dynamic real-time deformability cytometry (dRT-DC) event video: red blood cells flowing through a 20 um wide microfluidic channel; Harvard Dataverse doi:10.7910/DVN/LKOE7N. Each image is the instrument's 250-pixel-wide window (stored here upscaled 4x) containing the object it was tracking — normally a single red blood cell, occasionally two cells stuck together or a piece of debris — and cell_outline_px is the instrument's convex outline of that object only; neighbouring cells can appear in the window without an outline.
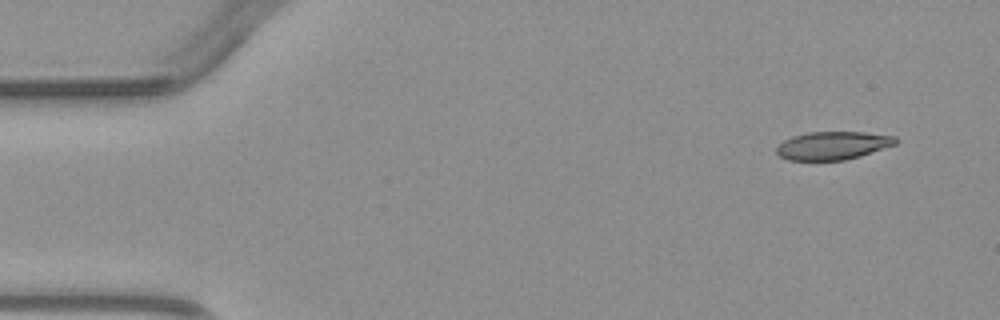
{"species": "common noctule bat (a hibernating species)", "species_latin": "Nyctalus noctula", "temperature_condition": "warm", "stored_images_in_passage": 3, "camera_frame_rate_fps": 3000, "um_per_image_px": 0.085, "animal": {"sex": "male", "body_mass_g": 23.1, "forearm_length_mm": 52.7}, "frame": {"image": 1, "passage_image": 1, "time_ms": 0.0, "image_size_px": [1000, 320], "cell_outline_px": [[900, 140], [896, 144], [860, 156], [844, 160], [788, 160], [780, 156], [776, 152], [776, 148], [784, 140], [792, 136], [808, 132], [864, 132], [896, 136]], "centroid_in_image_um": [70.81, 12.36], "position_along_channel_um": 14.2, "area_um2": 19.54}}
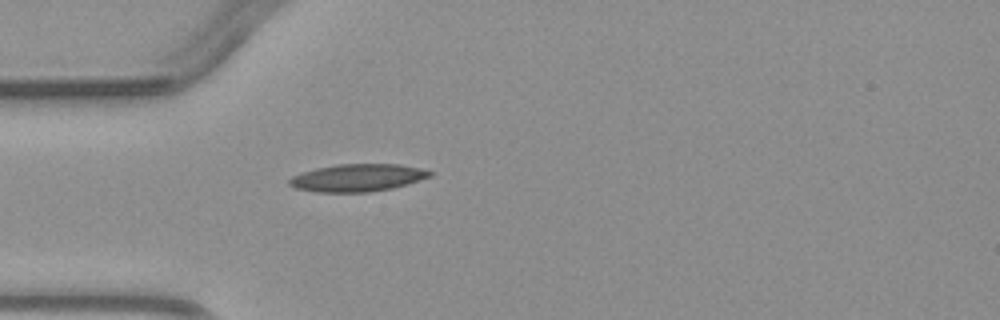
{"frame": {"image": 2, "passage_image": 3, "time_ms": 3.333, "image_size_px": [1000, 320], "cell_outline_px": [[432, 176], [408, 184], [392, 188], [368, 192], [316, 192], [296, 188], [288, 184], [288, 180], [292, 176], [316, 168], [336, 164], [400, 164], [420, 168], [432, 172]], "centroid_in_image_um": [30.39, 15.11], "position_along_channel_um": 54.6, "area_um2": 22.48}}